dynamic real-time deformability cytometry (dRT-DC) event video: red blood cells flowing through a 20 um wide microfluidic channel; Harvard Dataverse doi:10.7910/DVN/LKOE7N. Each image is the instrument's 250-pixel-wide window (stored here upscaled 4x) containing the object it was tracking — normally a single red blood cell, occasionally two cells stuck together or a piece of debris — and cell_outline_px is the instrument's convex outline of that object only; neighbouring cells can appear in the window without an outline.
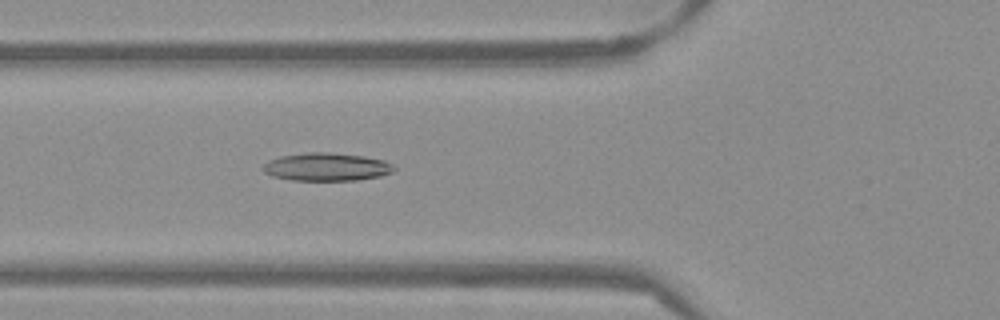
{"species": "Egyptian fruit bat (a non-hibernating species)", "species_latin": "Rousettus aegyptiacus", "temperature_condition": "warm", "stored_images_in_passage": 45, "camera_frame_rate_fps": 3000, "um_per_image_px": 0.085, "frame": {"image": 1, "passage_image": 17, "time_ms": 5.333, "image_size_px": [1000, 320], "cell_outline_px": [[396, 168], [392, 172], [380, 176], [356, 180], [292, 180], [272, 176], [264, 172], [260, 168], [268, 160], [280, 156], [308, 152], [332, 152], [364, 156], [384, 160], [392, 164]], "centroid_in_image_um": [27.74, 14.18], "position_along_channel_um": 98.1, "area_um2": 21.5}}
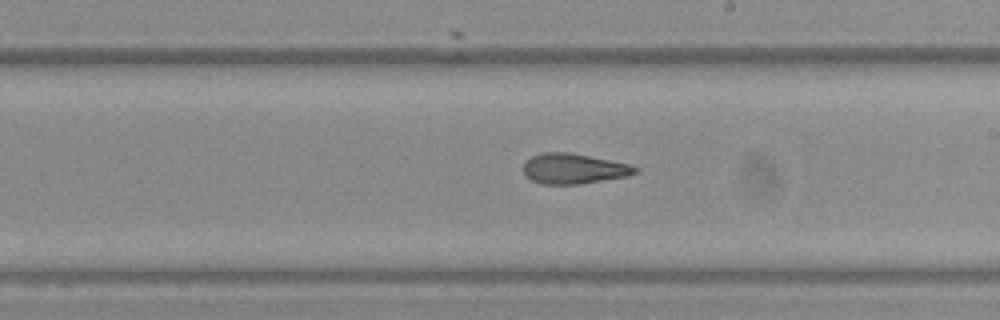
{"frame": {"image": 2, "passage_image": 28, "time_ms": 9.0, "image_size_px": [1000, 320], "cell_outline_px": [[640, 172], [628, 176], [580, 184], [544, 184], [532, 180], [524, 172], [524, 164], [532, 156], [540, 152], [568, 152], [632, 164], [640, 168]], "centroid_in_image_um": [48.84, 14.33], "position_along_channel_um": 240.2, "area_um2": 19.77}}
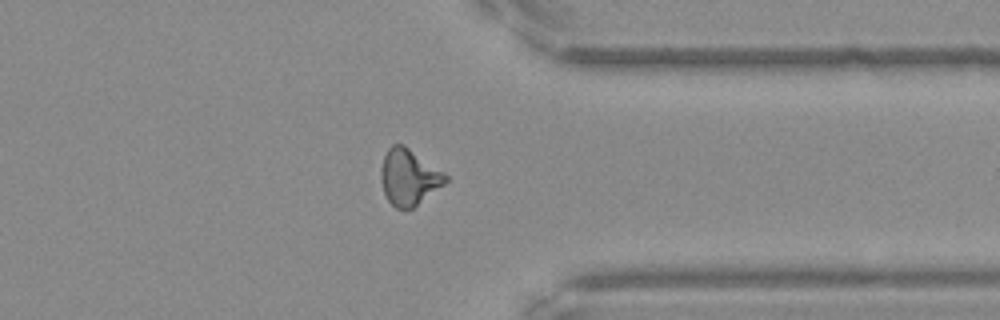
{"frame": {"image": 3, "passage_image": 39, "time_ms": 12.667, "image_size_px": [1000, 320], "cell_outline_px": [[448, 180], [444, 184], [412, 208], [396, 208], [388, 200], [384, 192], [380, 180], [380, 168], [384, 156], [388, 148], [392, 144], [404, 144], [444, 172], [448, 176]], "centroid_in_image_um": [34.73, 15.03], "position_along_channel_um": 376.7, "area_um2": 20.98}, "authors_computed_cell_mechanics": {"area_um2": 20.519, "velocity_mm_per_s": 3.8625, "shape_relaxation_time_tau1_ms": null, "shape_relaxation_time_tau2_ms": 2.9737, "deformation_change_tau1": null, "deformation_change_tau2": 0.123}}